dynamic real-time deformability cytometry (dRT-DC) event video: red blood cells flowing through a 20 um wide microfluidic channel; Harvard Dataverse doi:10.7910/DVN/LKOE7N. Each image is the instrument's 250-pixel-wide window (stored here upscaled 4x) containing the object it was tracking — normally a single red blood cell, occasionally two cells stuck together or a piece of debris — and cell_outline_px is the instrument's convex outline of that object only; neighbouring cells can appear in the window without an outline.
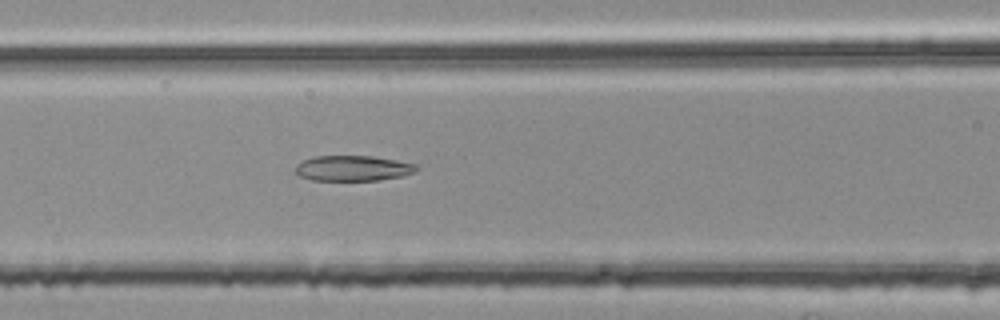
{"species": "common noctule bat (a hibernating species)", "species_latin": "Nyctalus noctula", "temperature_condition": "room temperature", "stored_images_in_passage": 45, "camera_frame_rate_fps": 3000, "um_per_image_px": 0.085, "animal": {"sex": "female", "body_mass_g": 25.1}, "frame": {"image": 1, "passage_image": 14, "time_ms": 4.333, "image_size_px": [1000, 320], "cell_outline_px": [[416, 172], [400, 176], [380, 180], [312, 180], [300, 176], [296, 172], [296, 164], [300, 160], [312, 156], [372, 156], [396, 160], [416, 164]], "centroid_in_image_um": [29.95, 14.29], "position_along_channel_um": 136.6, "area_um2": 17.92}}
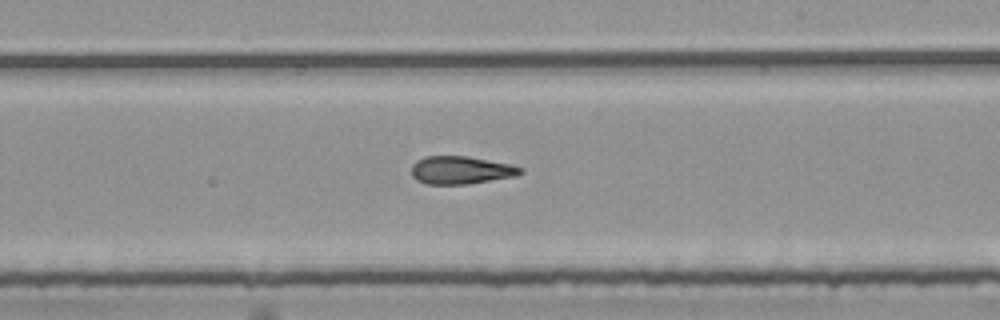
{"frame": {"image": 2, "passage_image": 23, "time_ms": 7.333, "image_size_px": [1000, 320], "cell_outline_px": [[524, 172], [516, 176], [468, 184], [428, 184], [416, 180], [412, 176], [412, 164], [416, 160], [424, 156], [468, 156], [512, 164], [520, 168]], "centroid_in_image_um": [39.16, 14.45], "position_along_channel_um": 249.8, "area_um2": 17.8}}
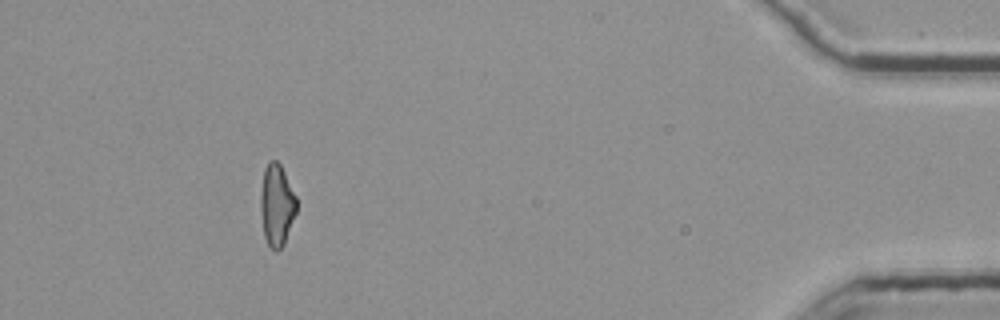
{"frame": {"image": 3, "passage_image": 41, "time_ms": 13.333, "image_size_px": [1000, 320], "cell_outline_px": [[296, 212], [284, 244], [276, 252], [268, 244], [264, 236], [260, 208], [260, 192], [264, 168], [268, 160], [276, 160], [280, 164], [296, 196]], "centroid_in_image_um": [23.5, 17.41], "position_along_channel_um": 411.7, "area_um2": 17.11}, "authors_computed_cell_mechanics": {"area_um2": 17.918, "velocity_mm_per_s": 3.7854, "shape_relaxation_time_tau1_ms": null, "shape_relaxation_time_tau2_ms": 3.8257, "deformation_change_tau1": null, "deformation_change_tau2": 0.1272}}